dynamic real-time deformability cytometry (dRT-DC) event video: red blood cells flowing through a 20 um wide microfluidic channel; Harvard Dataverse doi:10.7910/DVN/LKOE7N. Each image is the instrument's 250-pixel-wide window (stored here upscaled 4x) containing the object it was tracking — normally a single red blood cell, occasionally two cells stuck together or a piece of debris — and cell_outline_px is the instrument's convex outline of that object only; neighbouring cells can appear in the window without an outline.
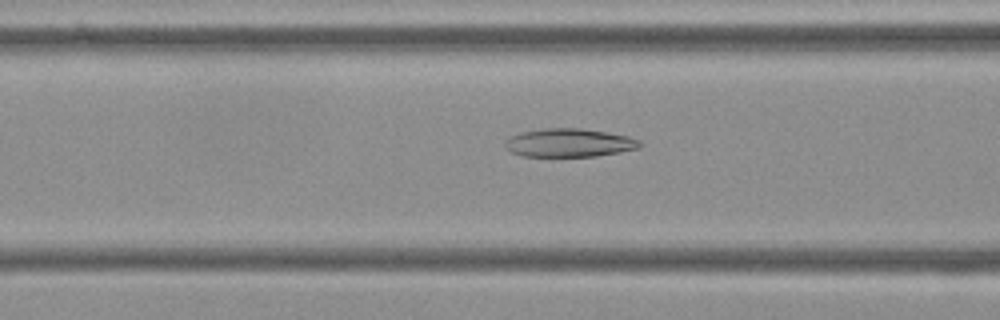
{"species": "Egyptian fruit bat (a non-hibernating species)", "species_latin": "Rousettus aegyptiacus", "temperature_condition": "cold", "stored_images_in_passage": 55, "camera_frame_rate_fps": 3000, "um_per_image_px": 0.085, "frame": {"image": 1, "passage_image": 21, "time_ms": 6.667, "image_size_px": [1000, 320], "cell_outline_px": [[644, 144], [640, 148], [620, 152], [596, 156], [520, 156], [504, 148], [504, 140], [508, 136], [520, 132], [544, 128], [580, 128], [628, 136], [640, 140]], "centroid_in_image_um": [48.35, 12.14], "position_along_channel_um": 118.3, "area_um2": 22.54}}
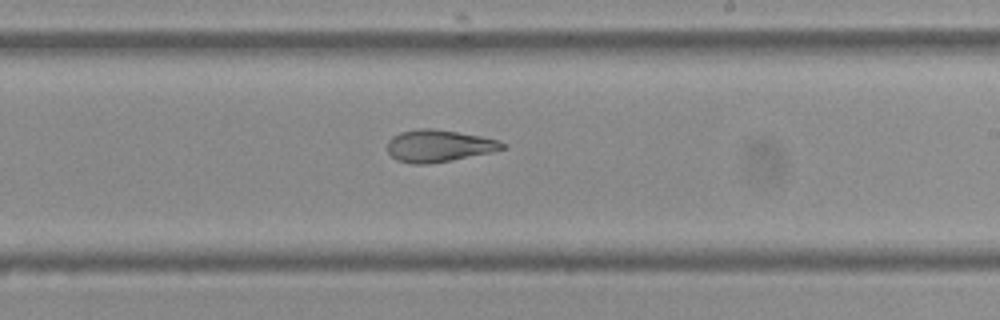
{"frame": {"image": 2, "passage_image": 32, "time_ms": 10.333, "image_size_px": [1000, 320], "cell_outline_px": [[508, 144], [504, 148], [492, 152], [452, 160], [428, 164], [412, 164], [396, 160], [388, 152], [388, 140], [392, 136], [400, 132], [420, 128], [432, 128], [480, 136], [500, 140]], "centroid_in_image_um": [37.3, 12.4], "position_along_channel_um": 251.7, "area_um2": 21.56}}
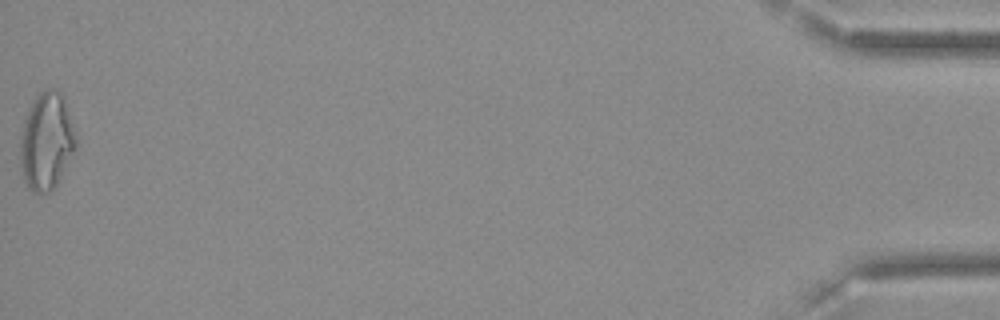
{"frame": {"image": 3, "passage_image": 55, "time_ms": 18.0, "image_size_px": [1000, 320], "cell_outline_px": [[76, 148], [56, 184], [48, 192], [32, 192], [28, 188], [24, 180], [20, 160], [20, 140], [24, 120], [28, 108], [36, 96], [40, 92], [48, 88], [56, 88], [64, 96], [76, 136]], "centroid_in_image_um": [3.94, 11.97], "position_along_channel_um": 431.3, "area_um2": 31.44}, "authors_computed_cell_mechanics": {"area_um2": 25.0852, "velocity_mm_per_s": 3.6316, "shape_relaxation_time_tau1_ms": 7.8938, "shape_relaxation_time_tau2_ms": 3.9327, "deformation_change_tau1": 0.1902, "deformation_change_tau2": 0.1093}}